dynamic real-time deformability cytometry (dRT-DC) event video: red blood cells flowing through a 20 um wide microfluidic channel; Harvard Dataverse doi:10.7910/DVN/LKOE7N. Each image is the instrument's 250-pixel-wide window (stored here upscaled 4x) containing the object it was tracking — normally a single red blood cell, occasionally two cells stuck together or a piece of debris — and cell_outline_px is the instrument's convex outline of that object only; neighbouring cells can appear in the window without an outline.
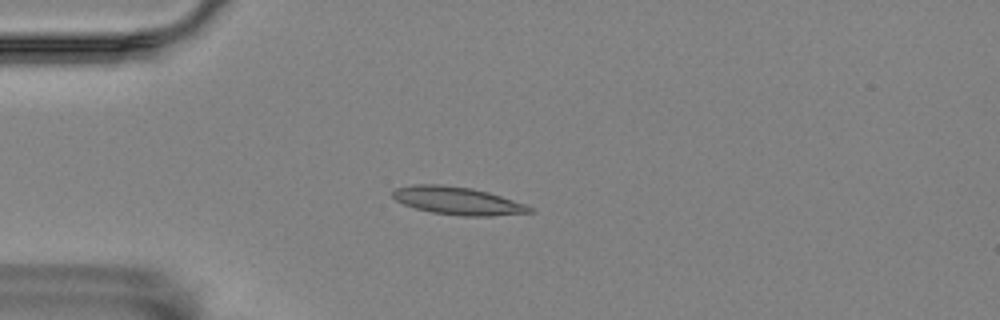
{"species": "Egyptian fruit bat (a non-hibernating species)", "species_latin": "Rousettus aegyptiacus", "temperature_condition": "room temperature", "stored_images_in_passage": 9, "camera_frame_rate_fps": 3000, "um_per_image_px": 0.085, "animal": {"sex": "female"}, "frame": {"image": 1, "passage_image": 2, "time_ms": 0.333, "image_size_px": [1000, 320], "cell_outline_px": [[536, 212], [492, 216], [464, 216], [432, 212], [416, 208], [404, 204], [396, 200], [392, 196], [392, 192], [396, 188], [416, 184], [440, 184], [472, 188], [488, 192], [528, 204]], "centroid_in_image_um": [38.95, 17.06], "position_along_channel_um": 46.0, "area_um2": 22.25}}
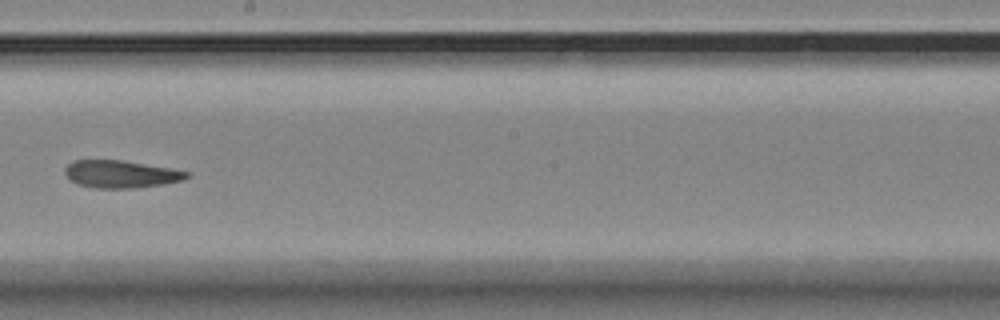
{"frame": {"image": 2, "passage_image": 7, "time_ms": 2.0, "image_size_px": [1000, 320], "cell_outline_px": [[192, 176], [184, 180], [136, 188], [92, 188], [76, 184], [64, 172], [64, 168], [72, 160], [120, 160], [172, 168], [192, 172]], "centroid_in_image_um": [10.3, 14.8], "position_along_channel_um": 237.9, "area_um2": 19.65}}
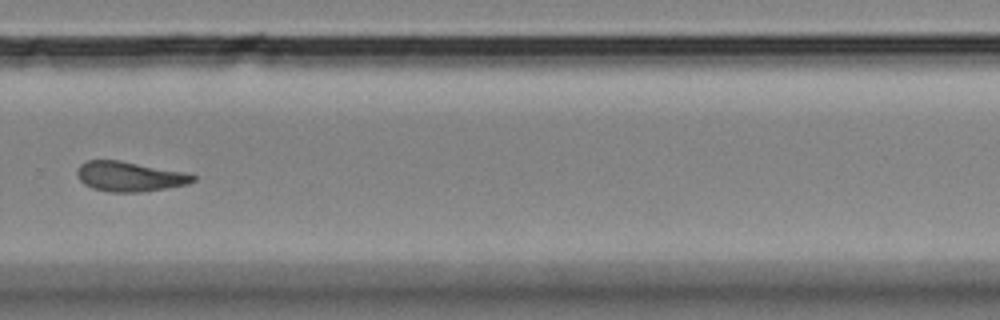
{"frame": {"image": 3, "passage_image": 9, "time_ms": 2.667, "image_size_px": [1000, 320], "cell_outline_px": [[196, 180], [188, 184], [140, 192], [108, 192], [92, 188], [84, 184], [76, 176], [76, 168], [84, 160], [120, 160], [192, 172], [196, 176]], "centroid_in_image_um": [11.04, 14.98], "position_along_channel_um": 318.8, "area_um2": 20.75}}